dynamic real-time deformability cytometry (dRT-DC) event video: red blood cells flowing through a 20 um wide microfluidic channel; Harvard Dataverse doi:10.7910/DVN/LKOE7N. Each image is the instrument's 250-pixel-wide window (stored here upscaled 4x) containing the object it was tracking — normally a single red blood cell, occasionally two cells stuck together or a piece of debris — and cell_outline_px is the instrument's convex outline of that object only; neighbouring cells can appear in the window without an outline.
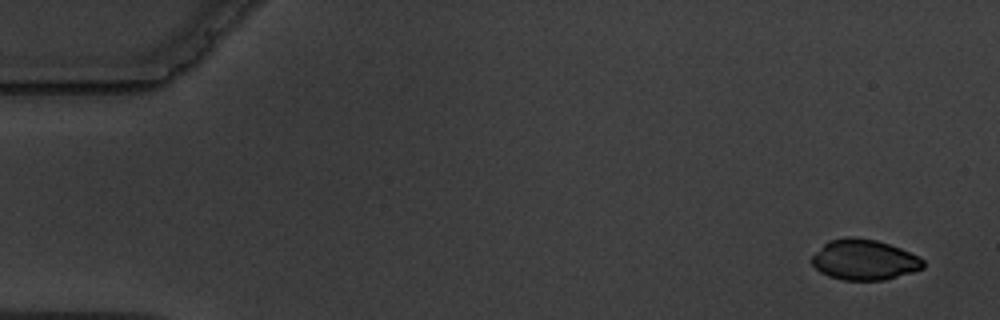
{"species": "common noctule bat (a hibernating species)", "species_latin": "Nyctalus noctula", "temperature_condition": "warm", "stored_images_in_passage": 4, "camera_frame_rate_fps": 3000, "um_per_image_px": 0.085, "animal": {"sex": "male", "body_mass_g": 19.5, "forearm_length_mm": 54.6}, "frame": {"image": 1, "passage_image": 1, "time_ms": 0.0, "image_size_px": [1000, 320], "cell_outline_px": [[924, 268], [912, 272], [884, 280], [844, 280], [828, 276], [820, 272], [812, 264], [812, 256], [828, 240], [848, 236], [852, 236], [876, 240], [900, 248], [924, 260]], "centroid_in_image_um": [73.44, 22.08], "position_along_channel_um": 11.6, "area_um2": 26.13}}